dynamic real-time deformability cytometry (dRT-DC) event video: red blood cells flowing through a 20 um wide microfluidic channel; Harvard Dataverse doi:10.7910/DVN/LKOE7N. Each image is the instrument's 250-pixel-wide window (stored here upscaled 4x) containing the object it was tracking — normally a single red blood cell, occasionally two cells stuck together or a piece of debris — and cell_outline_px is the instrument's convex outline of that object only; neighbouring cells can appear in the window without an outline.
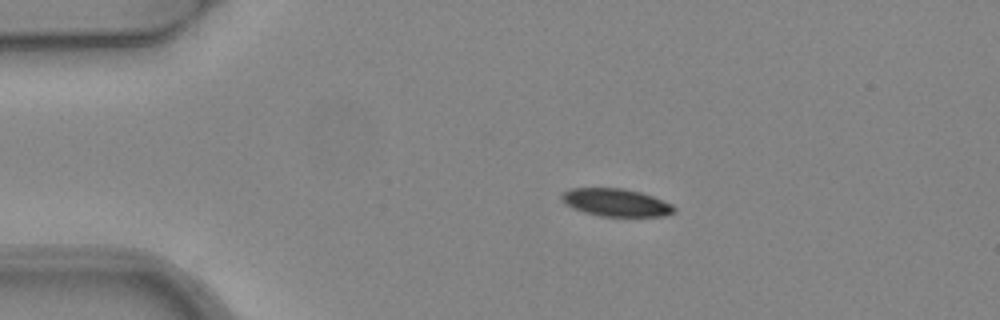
{"species": "common noctule bat (a hibernating species)", "species_latin": "Nyctalus noctula", "temperature_condition": "warm", "stored_images_in_passage": 2, "camera_frame_rate_fps": 3000, "um_per_image_px": 0.085, "animal": {"sex": "female", "body_mass_g": 24.6, "forearm_length_mm": 56.2}, "frame": {"image": 1, "passage_image": 1, "time_ms": 0.0, "image_size_px": [1000, 320], "cell_outline_px": [[676, 208], [672, 212], [664, 216], [600, 216], [584, 212], [572, 208], [560, 196], [564, 192], [572, 188], [624, 188], [640, 192], [652, 196], [672, 204]], "centroid_in_image_um": [52.37, 17.21], "position_along_channel_um": 32.6, "area_um2": 17.92}}